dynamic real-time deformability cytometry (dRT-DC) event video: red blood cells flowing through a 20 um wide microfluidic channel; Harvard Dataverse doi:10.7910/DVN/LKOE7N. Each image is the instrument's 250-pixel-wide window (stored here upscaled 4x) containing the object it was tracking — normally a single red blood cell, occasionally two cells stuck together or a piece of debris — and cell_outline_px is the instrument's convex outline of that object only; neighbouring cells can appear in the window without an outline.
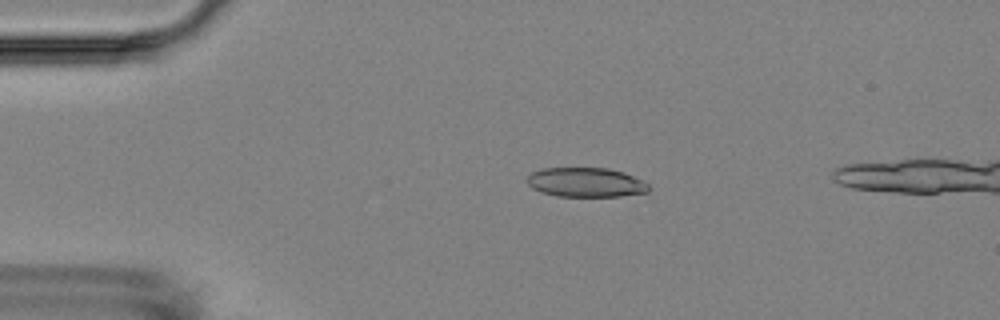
{"species": "Egyptian fruit bat (a non-hibernating species)", "species_latin": "Rousettus aegyptiacus", "temperature_condition": "room temperature", "stored_images_in_passage": 5, "camera_frame_rate_fps": 3000, "um_per_image_px": 0.085, "animal": {"sex": "female"}, "frame": {"image": 1, "passage_image": 4, "time_ms": 3.333, "image_size_px": [1000, 320], "cell_outline_px": [[652, 188], [648, 192], [620, 196], [556, 196], [540, 192], [532, 188], [524, 180], [532, 172], [540, 168], [608, 168], [624, 172], [644, 180]], "centroid_in_image_um": [49.8, 15.5], "position_along_channel_um": 35.2, "area_um2": 21.15}}